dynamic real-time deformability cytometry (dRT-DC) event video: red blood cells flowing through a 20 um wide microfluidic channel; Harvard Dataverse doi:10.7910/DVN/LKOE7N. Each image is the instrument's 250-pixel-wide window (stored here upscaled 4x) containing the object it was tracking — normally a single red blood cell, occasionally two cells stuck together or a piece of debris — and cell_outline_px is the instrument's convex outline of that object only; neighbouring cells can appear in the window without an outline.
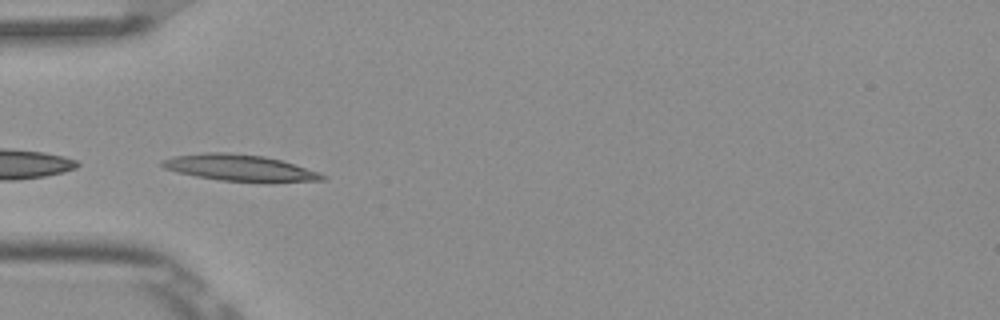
{"species": "Egyptian fruit bat (a non-hibernating species)", "species_latin": "Rousettus aegyptiacus", "temperature_condition": "room temperature", "stored_images_in_passage": 5, "camera_frame_rate_fps": 3000, "um_per_image_px": 0.085, "frame": {"image": 1, "passage_image": 3, "time_ms": 0.667, "image_size_px": [1000, 320], "cell_outline_px": [[328, 176], [324, 180], [268, 184], [220, 180], [196, 176], [164, 168], [160, 164], [160, 160], [172, 156], [204, 152], [228, 152], [264, 156], [280, 160], [320, 172]], "centroid_in_image_um": [20.44, 14.29], "position_along_channel_um": 64.6, "area_um2": 25.32}}
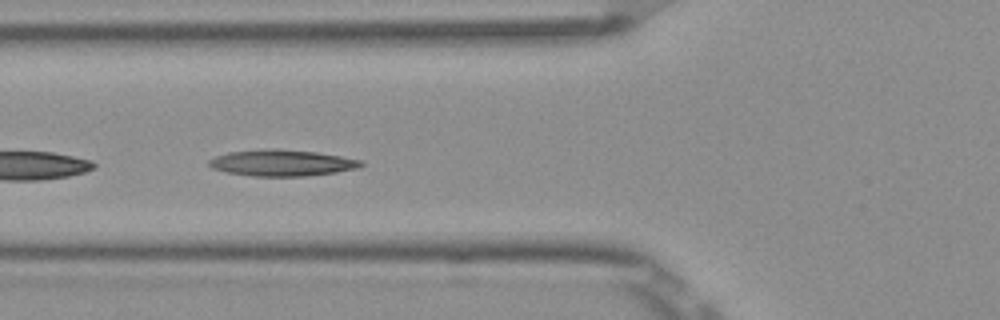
{"frame": {"image": 2, "passage_image": 4, "time_ms": 1.0, "image_size_px": [1000, 320], "cell_outline_px": [[364, 164], [360, 168], [336, 172], [304, 176], [252, 176], [228, 172], [212, 168], [208, 164], [208, 160], [216, 156], [228, 152], [272, 148], [316, 152], [340, 156], [360, 160]], "centroid_in_image_um": [23.96, 13.84], "position_along_channel_um": 101.8, "area_um2": 23.18}}
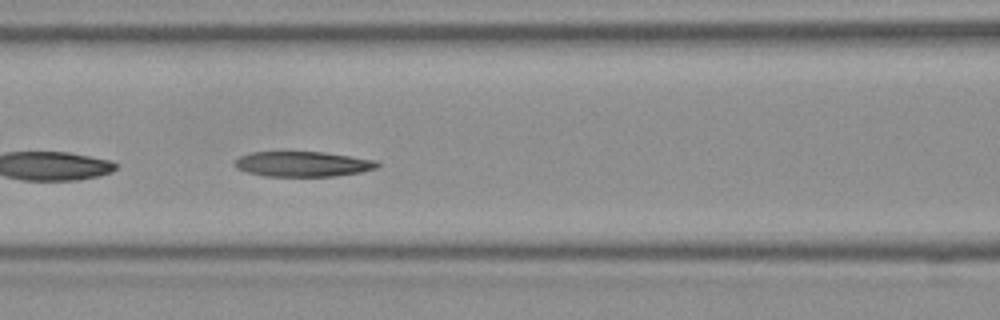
{"frame": {"image": 3, "passage_image": 5, "time_ms": 1.333, "image_size_px": [1000, 320], "cell_outline_px": [[380, 164], [376, 168], [360, 172], [336, 176], [264, 176], [248, 172], [236, 168], [232, 164], [240, 156], [252, 152], [324, 152], [376, 160]], "centroid_in_image_um": [25.72, 13.94], "position_along_channel_um": 140.9, "area_um2": 20.87}}